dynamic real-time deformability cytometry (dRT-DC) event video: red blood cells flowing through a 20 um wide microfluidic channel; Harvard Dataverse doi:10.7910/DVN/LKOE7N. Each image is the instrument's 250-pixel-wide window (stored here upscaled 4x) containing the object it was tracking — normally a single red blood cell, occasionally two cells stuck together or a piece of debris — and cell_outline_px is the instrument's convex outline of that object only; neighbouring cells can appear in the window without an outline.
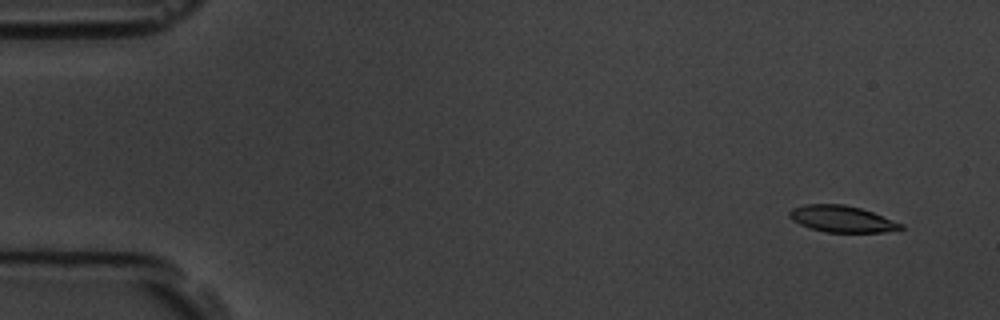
{"species": "common noctule bat (a hibernating species)", "species_latin": "Nyctalus noctula", "temperature_condition": "room temperature", "stored_images_in_passage": 16, "camera_frame_rate_fps": 3000, "um_per_image_px": 0.085, "animal": {"sex": "male", "body_mass_g": 19.5, "forearm_length_mm": 54.6}, "frame": {"image": 1, "passage_image": 1, "time_ms": 0.0, "image_size_px": [1000, 320], "cell_outline_px": [[904, 228], [884, 232], [824, 232], [808, 228], [792, 220], [788, 216], [788, 212], [792, 208], [804, 204], [844, 204], [860, 208], [872, 212], [904, 224]], "centroid_in_image_um": [71.52, 18.61], "position_along_channel_um": 13.5, "area_um2": 17.28}}
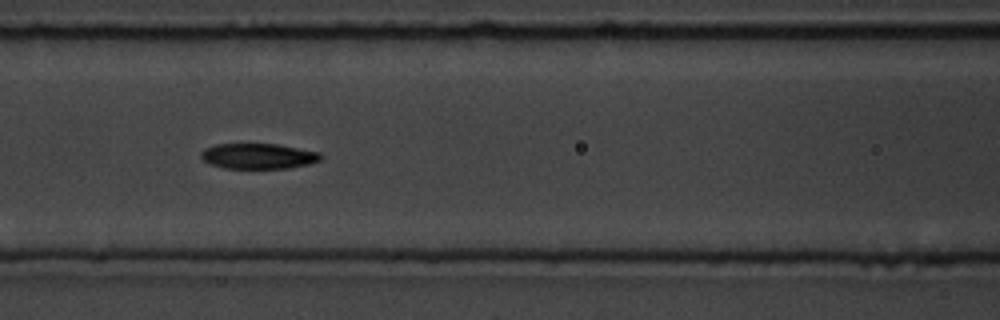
{"frame": {"image": 2, "passage_image": 7, "time_ms": 6.667, "image_size_px": [1000, 320], "cell_outline_px": [[324, 156], [320, 160], [308, 164], [288, 168], [224, 168], [212, 164], [204, 160], [200, 156], [200, 152], [204, 148], [216, 144], [276, 144], [320, 152]], "centroid_in_image_um": [21.96, 13.26], "position_along_channel_um": 144.6, "area_um2": 17.69}}
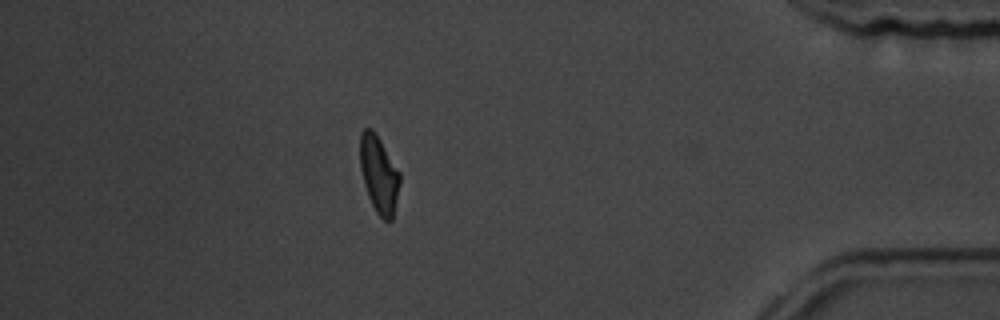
{"frame": {"image": 3, "passage_image": 14, "time_ms": 14.667, "image_size_px": [1000, 320], "cell_outline_px": [[400, 184], [392, 220], [384, 220], [376, 212], [368, 196], [364, 184], [360, 168], [360, 132], [364, 128], [372, 128], [380, 140], [400, 172]], "centroid_in_image_um": [32.2, 14.81], "position_along_channel_um": 403.0, "area_um2": 17.8}, "authors_computed_cell_mechanics": {"area_um2": 17.8024, "velocity_mm_per_s": 3.7849, "shape_relaxation_time_tau1_ms": 2.7789, "shape_relaxation_time_tau2_ms": 6.7064, "deformation_change_tau1": 0.1193, "deformation_change_tau2": 0.1436}}